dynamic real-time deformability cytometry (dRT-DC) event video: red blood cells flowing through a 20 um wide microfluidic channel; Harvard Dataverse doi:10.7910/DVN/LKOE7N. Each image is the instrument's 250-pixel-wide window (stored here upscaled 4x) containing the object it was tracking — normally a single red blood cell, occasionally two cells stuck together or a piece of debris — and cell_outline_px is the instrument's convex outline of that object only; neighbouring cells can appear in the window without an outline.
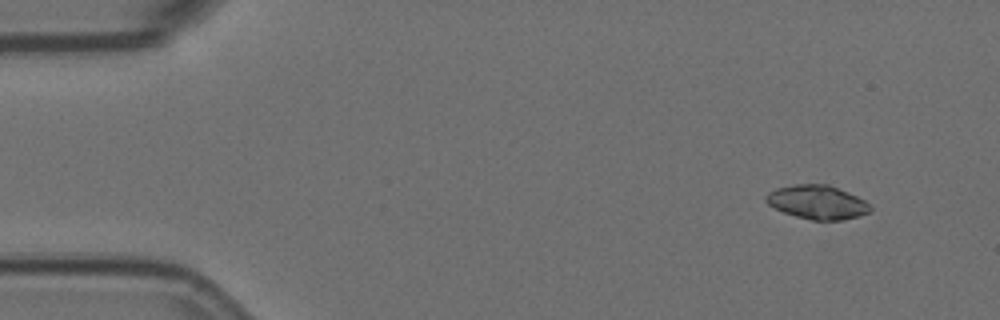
{"species": "Egyptian fruit bat (a non-hibernating species)", "species_latin": "Rousettus aegyptiacus", "temperature_condition": "room temperature", "stored_images_in_passage": 5, "camera_frame_rate_fps": 3000, "um_per_image_px": 0.085, "animal": {"sex": "female"}, "frame": {"image": 1, "passage_image": 1, "time_ms": 0.0, "image_size_px": [1000, 320], "cell_outline_px": [[872, 208], [868, 212], [856, 216], [840, 220], [812, 220], [796, 216], [784, 212], [768, 204], [764, 200], [764, 196], [768, 192], [776, 188], [796, 184], [828, 184], [848, 192], [872, 204]], "centroid_in_image_um": [69.45, 17.17], "position_along_channel_um": 15.5, "area_um2": 20.46}}
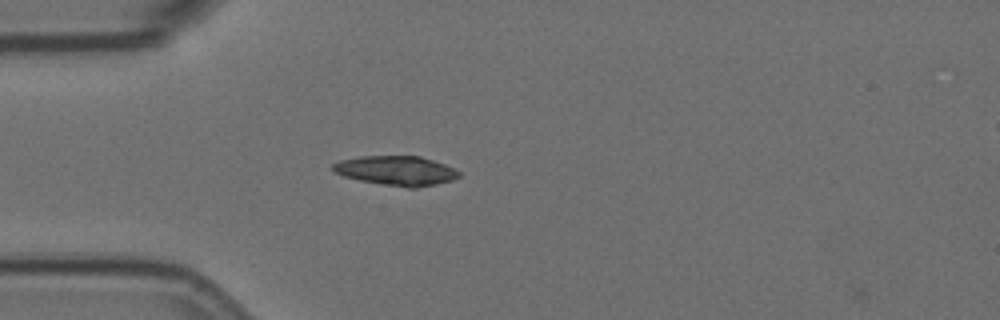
{"frame": {"image": 2, "passage_image": 4, "time_ms": 1.0, "image_size_px": [1000, 320], "cell_outline_px": [[460, 176], [452, 180], [436, 184], [416, 188], [408, 188], [360, 180], [344, 176], [336, 172], [332, 168], [332, 164], [340, 160], [360, 156], [420, 156], [444, 164], [460, 172]], "centroid_in_image_um": [33.69, 14.5], "position_along_channel_um": 51.3, "area_um2": 21.44}}